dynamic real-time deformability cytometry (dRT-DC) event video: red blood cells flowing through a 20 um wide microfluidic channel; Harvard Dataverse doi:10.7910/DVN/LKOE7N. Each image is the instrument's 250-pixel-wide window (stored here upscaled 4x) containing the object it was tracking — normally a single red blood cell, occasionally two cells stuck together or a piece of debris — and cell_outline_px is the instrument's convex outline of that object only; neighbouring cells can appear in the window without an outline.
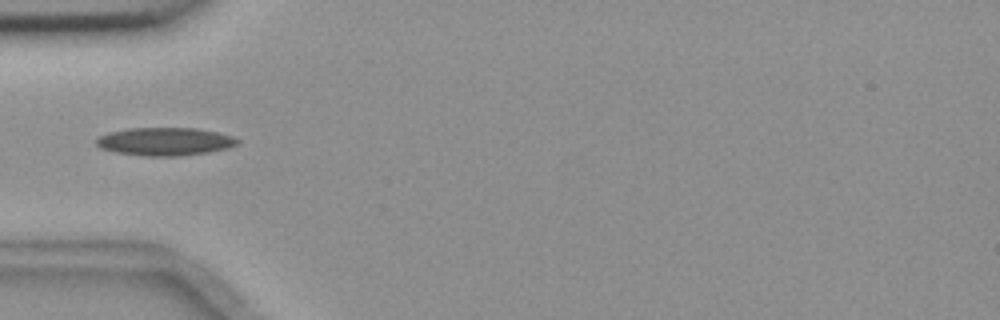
{"species": "common noctule bat (a hibernating species)", "species_latin": "Nyctalus noctula", "temperature_condition": "room temperature", "stored_images_in_passage": 1, "camera_frame_rate_fps": 3000, "um_per_image_px": 0.085, "animal": {"sex": "female", "body_mass_g": 18.4}, "frame": {"image": 1, "passage_image": 1, "time_ms": 0.0, "image_size_px": [1000, 320], "cell_outline_px": [[240, 140], [236, 144], [228, 148], [208, 152], [180, 156], [144, 156], [116, 152], [100, 148], [96, 144], [96, 140], [100, 136], [108, 132], [128, 128], [196, 128], [216, 132], [232, 136]], "centroid_in_image_um": [14.0, 12.03], "position_along_channel_um": 71.0, "area_um2": 23.0}}